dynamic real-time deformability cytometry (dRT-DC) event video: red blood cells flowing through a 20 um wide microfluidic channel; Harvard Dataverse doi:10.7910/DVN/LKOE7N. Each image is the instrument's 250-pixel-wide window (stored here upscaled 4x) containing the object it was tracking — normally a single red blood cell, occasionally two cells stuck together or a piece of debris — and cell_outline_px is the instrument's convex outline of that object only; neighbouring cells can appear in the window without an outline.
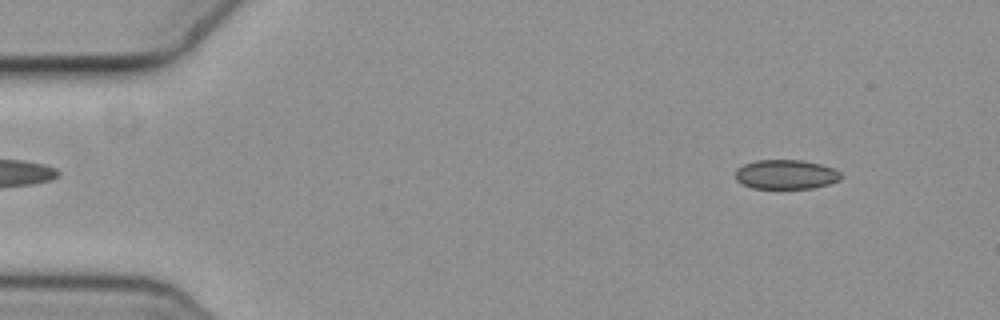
{"species": "common noctule bat (a hibernating species)", "species_latin": "Nyctalus noctula", "temperature_condition": "cold", "stored_images_in_passage": 57, "camera_frame_rate_fps": 3000, "um_per_image_px": 0.085, "animal": {"sex": "female", "body_mass_g": 19.3, "forearm_length_mm": 54.1}, "frame": {"image": 1, "passage_image": 6, "time_ms": 1.667, "image_size_px": [1000, 320], "cell_outline_px": [[840, 180], [828, 184], [812, 188], [752, 188], [736, 180], [736, 168], [744, 164], [756, 160], [800, 160], [820, 164], [832, 168], [840, 172]], "centroid_in_image_um": [66.78, 14.82], "position_along_channel_um": 18.2, "area_um2": 17.92}}
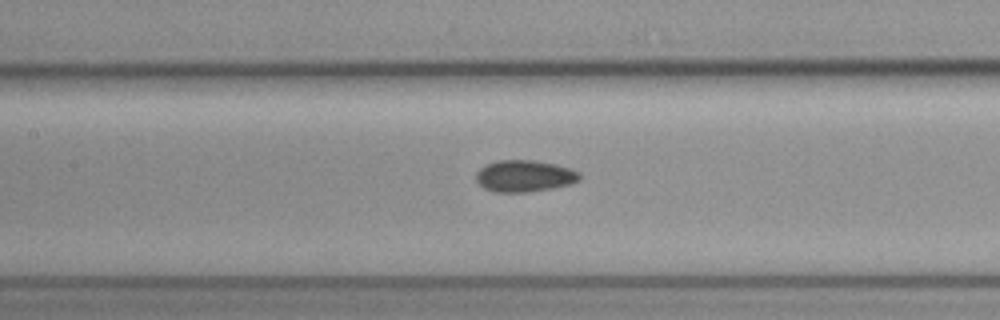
{"frame": {"image": 2, "passage_image": 26, "time_ms": 8.333, "image_size_px": [1000, 320], "cell_outline_px": [[580, 180], [572, 184], [552, 188], [528, 192], [496, 192], [484, 188], [476, 180], [476, 172], [480, 168], [496, 160], [536, 160], [556, 164], [580, 172]], "centroid_in_image_um": [44.59, 14.96], "position_along_channel_um": 162.8, "area_um2": 19.19}}
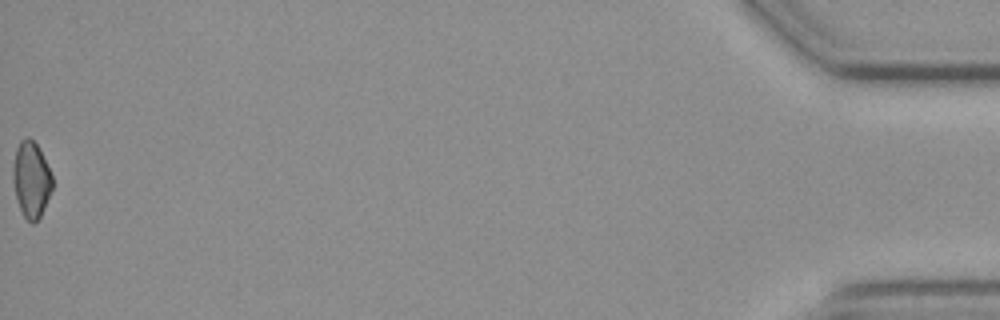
{"frame": {"image": 3, "passage_image": 57, "time_ms": 18.667, "image_size_px": [1000, 320], "cell_outline_px": [[52, 188], [40, 216], [32, 224], [24, 216], [20, 208], [16, 196], [12, 176], [12, 172], [16, 148], [20, 140], [24, 136], [28, 136], [36, 144], [52, 176]], "centroid_in_image_um": [2.63, 15.23], "position_along_channel_um": 432.6, "area_um2": 16.99}, "authors_computed_cell_mechanics": {"area_um2": 18.1492, "velocity_mm_per_s": 3.6567, "shape_relaxation_time_tau1_ms": 2.0808, "shape_relaxation_time_tau2_ms": 8.8238, "deformation_change_tau1": 0.0428, "deformation_change_tau2": 0.1261}}